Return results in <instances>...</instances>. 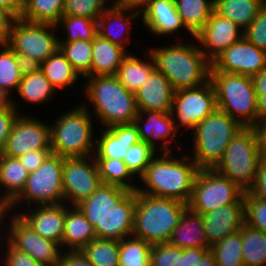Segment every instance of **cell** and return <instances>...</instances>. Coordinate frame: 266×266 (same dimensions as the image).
Masks as SVG:
<instances>
[{
    "label": "cell",
    "mask_w": 266,
    "mask_h": 266,
    "mask_svg": "<svg viewBox=\"0 0 266 266\" xmlns=\"http://www.w3.org/2000/svg\"><path fill=\"white\" fill-rule=\"evenodd\" d=\"M11 93L5 89L4 87L0 86V108L6 107V106H14L17 111L18 107L15 100L13 98H10ZM16 104V105H15Z\"/></svg>",
    "instance_id": "cell-59"
},
{
    "label": "cell",
    "mask_w": 266,
    "mask_h": 266,
    "mask_svg": "<svg viewBox=\"0 0 266 266\" xmlns=\"http://www.w3.org/2000/svg\"><path fill=\"white\" fill-rule=\"evenodd\" d=\"M155 69L168 79L174 91L199 87L210 80L211 63L197 45L177 42L150 48Z\"/></svg>",
    "instance_id": "cell-3"
},
{
    "label": "cell",
    "mask_w": 266,
    "mask_h": 266,
    "mask_svg": "<svg viewBox=\"0 0 266 266\" xmlns=\"http://www.w3.org/2000/svg\"><path fill=\"white\" fill-rule=\"evenodd\" d=\"M8 229L4 237L19 251L29 254L37 262L46 266H59L62 253L61 246L43 238L27 226L16 214L9 218ZM60 250V251H59Z\"/></svg>",
    "instance_id": "cell-15"
},
{
    "label": "cell",
    "mask_w": 266,
    "mask_h": 266,
    "mask_svg": "<svg viewBox=\"0 0 266 266\" xmlns=\"http://www.w3.org/2000/svg\"><path fill=\"white\" fill-rule=\"evenodd\" d=\"M261 157L254 127H243L233 137L213 169L247 191L254 182Z\"/></svg>",
    "instance_id": "cell-9"
},
{
    "label": "cell",
    "mask_w": 266,
    "mask_h": 266,
    "mask_svg": "<svg viewBox=\"0 0 266 266\" xmlns=\"http://www.w3.org/2000/svg\"><path fill=\"white\" fill-rule=\"evenodd\" d=\"M19 114L21 113L14 106L0 108V155L5 148L12 125Z\"/></svg>",
    "instance_id": "cell-49"
},
{
    "label": "cell",
    "mask_w": 266,
    "mask_h": 266,
    "mask_svg": "<svg viewBox=\"0 0 266 266\" xmlns=\"http://www.w3.org/2000/svg\"><path fill=\"white\" fill-rule=\"evenodd\" d=\"M139 15H141L140 9L133 5L122 8H108L97 20V33L102 38L111 41L128 52L126 44L130 43L129 35L133 25L132 19L139 17Z\"/></svg>",
    "instance_id": "cell-24"
},
{
    "label": "cell",
    "mask_w": 266,
    "mask_h": 266,
    "mask_svg": "<svg viewBox=\"0 0 266 266\" xmlns=\"http://www.w3.org/2000/svg\"><path fill=\"white\" fill-rule=\"evenodd\" d=\"M62 168L63 157L51 154L39 168L29 173L22 193L5 210L12 214L11 208L21 202L27 203L29 209L31 203L36 206L64 203Z\"/></svg>",
    "instance_id": "cell-10"
},
{
    "label": "cell",
    "mask_w": 266,
    "mask_h": 266,
    "mask_svg": "<svg viewBox=\"0 0 266 266\" xmlns=\"http://www.w3.org/2000/svg\"><path fill=\"white\" fill-rule=\"evenodd\" d=\"M51 149L50 125L19 114L14 121L2 154L18 158L27 152Z\"/></svg>",
    "instance_id": "cell-16"
},
{
    "label": "cell",
    "mask_w": 266,
    "mask_h": 266,
    "mask_svg": "<svg viewBox=\"0 0 266 266\" xmlns=\"http://www.w3.org/2000/svg\"><path fill=\"white\" fill-rule=\"evenodd\" d=\"M243 36L266 52V2L259 10L256 18L244 30Z\"/></svg>",
    "instance_id": "cell-48"
},
{
    "label": "cell",
    "mask_w": 266,
    "mask_h": 266,
    "mask_svg": "<svg viewBox=\"0 0 266 266\" xmlns=\"http://www.w3.org/2000/svg\"><path fill=\"white\" fill-rule=\"evenodd\" d=\"M102 1L105 4V6H106V3H108L109 1L112 3L111 5H108V8H122V7L132 5V0H113V1L102 0Z\"/></svg>",
    "instance_id": "cell-63"
},
{
    "label": "cell",
    "mask_w": 266,
    "mask_h": 266,
    "mask_svg": "<svg viewBox=\"0 0 266 266\" xmlns=\"http://www.w3.org/2000/svg\"><path fill=\"white\" fill-rule=\"evenodd\" d=\"M211 248H182V257H180V266H197L202 257Z\"/></svg>",
    "instance_id": "cell-55"
},
{
    "label": "cell",
    "mask_w": 266,
    "mask_h": 266,
    "mask_svg": "<svg viewBox=\"0 0 266 266\" xmlns=\"http://www.w3.org/2000/svg\"><path fill=\"white\" fill-rule=\"evenodd\" d=\"M245 224L266 233V200L255 198L244 192Z\"/></svg>",
    "instance_id": "cell-46"
},
{
    "label": "cell",
    "mask_w": 266,
    "mask_h": 266,
    "mask_svg": "<svg viewBox=\"0 0 266 266\" xmlns=\"http://www.w3.org/2000/svg\"><path fill=\"white\" fill-rule=\"evenodd\" d=\"M244 192L214 169H200L187 207L201 215L225 205L244 204Z\"/></svg>",
    "instance_id": "cell-11"
},
{
    "label": "cell",
    "mask_w": 266,
    "mask_h": 266,
    "mask_svg": "<svg viewBox=\"0 0 266 266\" xmlns=\"http://www.w3.org/2000/svg\"><path fill=\"white\" fill-rule=\"evenodd\" d=\"M186 31L194 36L207 23L214 11V0H174Z\"/></svg>",
    "instance_id": "cell-32"
},
{
    "label": "cell",
    "mask_w": 266,
    "mask_h": 266,
    "mask_svg": "<svg viewBox=\"0 0 266 266\" xmlns=\"http://www.w3.org/2000/svg\"><path fill=\"white\" fill-rule=\"evenodd\" d=\"M243 126L227 113L216 109L193 128L190 155L200 169H213L223 157L228 144Z\"/></svg>",
    "instance_id": "cell-8"
},
{
    "label": "cell",
    "mask_w": 266,
    "mask_h": 266,
    "mask_svg": "<svg viewBox=\"0 0 266 266\" xmlns=\"http://www.w3.org/2000/svg\"><path fill=\"white\" fill-rule=\"evenodd\" d=\"M210 250L213 252L218 266H244L240 231L217 241Z\"/></svg>",
    "instance_id": "cell-41"
},
{
    "label": "cell",
    "mask_w": 266,
    "mask_h": 266,
    "mask_svg": "<svg viewBox=\"0 0 266 266\" xmlns=\"http://www.w3.org/2000/svg\"><path fill=\"white\" fill-rule=\"evenodd\" d=\"M211 65L215 71L252 77L266 68V52L243 36L224 50Z\"/></svg>",
    "instance_id": "cell-17"
},
{
    "label": "cell",
    "mask_w": 266,
    "mask_h": 266,
    "mask_svg": "<svg viewBox=\"0 0 266 266\" xmlns=\"http://www.w3.org/2000/svg\"><path fill=\"white\" fill-rule=\"evenodd\" d=\"M56 24L29 22L17 17L13 20L7 45L13 52L44 62L59 49V37L54 34Z\"/></svg>",
    "instance_id": "cell-12"
},
{
    "label": "cell",
    "mask_w": 266,
    "mask_h": 266,
    "mask_svg": "<svg viewBox=\"0 0 266 266\" xmlns=\"http://www.w3.org/2000/svg\"><path fill=\"white\" fill-rule=\"evenodd\" d=\"M68 207L65 204L62 249L64 250L63 246H66L67 250H81L97 236L94 227L80 209L77 206Z\"/></svg>",
    "instance_id": "cell-28"
},
{
    "label": "cell",
    "mask_w": 266,
    "mask_h": 266,
    "mask_svg": "<svg viewBox=\"0 0 266 266\" xmlns=\"http://www.w3.org/2000/svg\"><path fill=\"white\" fill-rule=\"evenodd\" d=\"M86 79L84 93L87 102L93 105V110L84 101L83 105L91 114L94 112L100 123L105 125L103 128L134 123L139 114L135 94L128 91L115 75L91 76Z\"/></svg>",
    "instance_id": "cell-4"
},
{
    "label": "cell",
    "mask_w": 266,
    "mask_h": 266,
    "mask_svg": "<svg viewBox=\"0 0 266 266\" xmlns=\"http://www.w3.org/2000/svg\"><path fill=\"white\" fill-rule=\"evenodd\" d=\"M23 4L27 1V0H20Z\"/></svg>",
    "instance_id": "cell-67"
},
{
    "label": "cell",
    "mask_w": 266,
    "mask_h": 266,
    "mask_svg": "<svg viewBox=\"0 0 266 266\" xmlns=\"http://www.w3.org/2000/svg\"><path fill=\"white\" fill-rule=\"evenodd\" d=\"M150 246L133 236L120 240L118 266H150Z\"/></svg>",
    "instance_id": "cell-42"
},
{
    "label": "cell",
    "mask_w": 266,
    "mask_h": 266,
    "mask_svg": "<svg viewBox=\"0 0 266 266\" xmlns=\"http://www.w3.org/2000/svg\"><path fill=\"white\" fill-rule=\"evenodd\" d=\"M256 95H266V68L251 77Z\"/></svg>",
    "instance_id": "cell-57"
},
{
    "label": "cell",
    "mask_w": 266,
    "mask_h": 266,
    "mask_svg": "<svg viewBox=\"0 0 266 266\" xmlns=\"http://www.w3.org/2000/svg\"><path fill=\"white\" fill-rule=\"evenodd\" d=\"M99 239L122 240L133 236L135 191L102 184L77 205Z\"/></svg>",
    "instance_id": "cell-1"
},
{
    "label": "cell",
    "mask_w": 266,
    "mask_h": 266,
    "mask_svg": "<svg viewBox=\"0 0 266 266\" xmlns=\"http://www.w3.org/2000/svg\"><path fill=\"white\" fill-rule=\"evenodd\" d=\"M108 9L102 0H65L63 15L85 17L97 21Z\"/></svg>",
    "instance_id": "cell-45"
},
{
    "label": "cell",
    "mask_w": 266,
    "mask_h": 266,
    "mask_svg": "<svg viewBox=\"0 0 266 266\" xmlns=\"http://www.w3.org/2000/svg\"><path fill=\"white\" fill-rule=\"evenodd\" d=\"M149 0H132V5L140 9Z\"/></svg>",
    "instance_id": "cell-65"
},
{
    "label": "cell",
    "mask_w": 266,
    "mask_h": 266,
    "mask_svg": "<svg viewBox=\"0 0 266 266\" xmlns=\"http://www.w3.org/2000/svg\"><path fill=\"white\" fill-rule=\"evenodd\" d=\"M266 0H214V11L245 30Z\"/></svg>",
    "instance_id": "cell-31"
},
{
    "label": "cell",
    "mask_w": 266,
    "mask_h": 266,
    "mask_svg": "<svg viewBox=\"0 0 266 266\" xmlns=\"http://www.w3.org/2000/svg\"><path fill=\"white\" fill-rule=\"evenodd\" d=\"M28 176L29 172L19 158L0 155V185L6 189L3 193L0 192L2 210H5L22 193Z\"/></svg>",
    "instance_id": "cell-26"
},
{
    "label": "cell",
    "mask_w": 266,
    "mask_h": 266,
    "mask_svg": "<svg viewBox=\"0 0 266 266\" xmlns=\"http://www.w3.org/2000/svg\"><path fill=\"white\" fill-rule=\"evenodd\" d=\"M14 54L16 64L18 65L22 77L41 70V63L38 60L24 54L16 52H14Z\"/></svg>",
    "instance_id": "cell-54"
},
{
    "label": "cell",
    "mask_w": 266,
    "mask_h": 266,
    "mask_svg": "<svg viewBox=\"0 0 266 266\" xmlns=\"http://www.w3.org/2000/svg\"><path fill=\"white\" fill-rule=\"evenodd\" d=\"M254 129L257 133L259 145H266V120L258 122Z\"/></svg>",
    "instance_id": "cell-61"
},
{
    "label": "cell",
    "mask_w": 266,
    "mask_h": 266,
    "mask_svg": "<svg viewBox=\"0 0 266 266\" xmlns=\"http://www.w3.org/2000/svg\"><path fill=\"white\" fill-rule=\"evenodd\" d=\"M69 110L49 124L52 154L64 158L87 157L92 152L94 155L96 139L93 136L92 114L83 103Z\"/></svg>",
    "instance_id": "cell-7"
},
{
    "label": "cell",
    "mask_w": 266,
    "mask_h": 266,
    "mask_svg": "<svg viewBox=\"0 0 266 266\" xmlns=\"http://www.w3.org/2000/svg\"><path fill=\"white\" fill-rule=\"evenodd\" d=\"M208 243L212 246L238 232L245 223L244 204L225 205L201 215Z\"/></svg>",
    "instance_id": "cell-21"
},
{
    "label": "cell",
    "mask_w": 266,
    "mask_h": 266,
    "mask_svg": "<svg viewBox=\"0 0 266 266\" xmlns=\"http://www.w3.org/2000/svg\"><path fill=\"white\" fill-rule=\"evenodd\" d=\"M7 213V214H6ZM8 216V212L6 211V210H2L1 208H0V233L2 232L1 230H2V227L1 226H3V224H5V223H3V222H5L4 220H6V219H4V218H6ZM0 237H1V234H0ZM2 238L3 237H1V239H0V241L2 240ZM1 244V243H0Z\"/></svg>",
    "instance_id": "cell-64"
},
{
    "label": "cell",
    "mask_w": 266,
    "mask_h": 266,
    "mask_svg": "<svg viewBox=\"0 0 266 266\" xmlns=\"http://www.w3.org/2000/svg\"><path fill=\"white\" fill-rule=\"evenodd\" d=\"M156 154L158 155L157 151H155L148 143L140 141L128 149L123 161L132 175L134 177L135 175H139L140 178L144 174L147 165Z\"/></svg>",
    "instance_id": "cell-44"
},
{
    "label": "cell",
    "mask_w": 266,
    "mask_h": 266,
    "mask_svg": "<svg viewBox=\"0 0 266 266\" xmlns=\"http://www.w3.org/2000/svg\"><path fill=\"white\" fill-rule=\"evenodd\" d=\"M102 184L93 155L63 157L62 186L64 202L71 203L70 206L72 205V207L77 206L90 197Z\"/></svg>",
    "instance_id": "cell-14"
},
{
    "label": "cell",
    "mask_w": 266,
    "mask_h": 266,
    "mask_svg": "<svg viewBox=\"0 0 266 266\" xmlns=\"http://www.w3.org/2000/svg\"><path fill=\"white\" fill-rule=\"evenodd\" d=\"M4 243L5 245L7 243L6 254L3 255L5 266H46L37 262L29 254L14 248L8 241Z\"/></svg>",
    "instance_id": "cell-50"
},
{
    "label": "cell",
    "mask_w": 266,
    "mask_h": 266,
    "mask_svg": "<svg viewBox=\"0 0 266 266\" xmlns=\"http://www.w3.org/2000/svg\"><path fill=\"white\" fill-rule=\"evenodd\" d=\"M239 231L242 235L244 266H266V233L245 223Z\"/></svg>",
    "instance_id": "cell-35"
},
{
    "label": "cell",
    "mask_w": 266,
    "mask_h": 266,
    "mask_svg": "<svg viewBox=\"0 0 266 266\" xmlns=\"http://www.w3.org/2000/svg\"><path fill=\"white\" fill-rule=\"evenodd\" d=\"M144 120V121H143ZM134 125L138 129L140 140L148 143L159 153H172L170 143L177 136L178 130L175 127L171 112L142 111L134 120ZM164 140L158 149L156 141ZM157 148V149H156Z\"/></svg>",
    "instance_id": "cell-19"
},
{
    "label": "cell",
    "mask_w": 266,
    "mask_h": 266,
    "mask_svg": "<svg viewBox=\"0 0 266 266\" xmlns=\"http://www.w3.org/2000/svg\"><path fill=\"white\" fill-rule=\"evenodd\" d=\"M197 266H218L215 256L211 250H209L201 259Z\"/></svg>",
    "instance_id": "cell-62"
},
{
    "label": "cell",
    "mask_w": 266,
    "mask_h": 266,
    "mask_svg": "<svg viewBox=\"0 0 266 266\" xmlns=\"http://www.w3.org/2000/svg\"><path fill=\"white\" fill-rule=\"evenodd\" d=\"M240 29L234 22L213 11L194 39L200 44L201 53L212 63L224 50L243 37L244 31Z\"/></svg>",
    "instance_id": "cell-18"
},
{
    "label": "cell",
    "mask_w": 266,
    "mask_h": 266,
    "mask_svg": "<svg viewBox=\"0 0 266 266\" xmlns=\"http://www.w3.org/2000/svg\"><path fill=\"white\" fill-rule=\"evenodd\" d=\"M259 149L262 157L266 158V145H259Z\"/></svg>",
    "instance_id": "cell-66"
},
{
    "label": "cell",
    "mask_w": 266,
    "mask_h": 266,
    "mask_svg": "<svg viewBox=\"0 0 266 266\" xmlns=\"http://www.w3.org/2000/svg\"><path fill=\"white\" fill-rule=\"evenodd\" d=\"M140 11L142 24L154 35H171L185 28L174 0H149Z\"/></svg>",
    "instance_id": "cell-23"
},
{
    "label": "cell",
    "mask_w": 266,
    "mask_h": 266,
    "mask_svg": "<svg viewBox=\"0 0 266 266\" xmlns=\"http://www.w3.org/2000/svg\"><path fill=\"white\" fill-rule=\"evenodd\" d=\"M63 253L60 256L59 266H94L81 250H64Z\"/></svg>",
    "instance_id": "cell-53"
},
{
    "label": "cell",
    "mask_w": 266,
    "mask_h": 266,
    "mask_svg": "<svg viewBox=\"0 0 266 266\" xmlns=\"http://www.w3.org/2000/svg\"><path fill=\"white\" fill-rule=\"evenodd\" d=\"M161 155V156H160ZM156 155L140 177L144 186L137 192L158 198H168L188 204L196 175L200 168L189 155L172 158L171 153ZM172 155V156H171ZM160 156V157H159Z\"/></svg>",
    "instance_id": "cell-2"
},
{
    "label": "cell",
    "mask_w": 266,
    "mask_h": 266,
    "mask_svg": "<svg viewBox=\"0 0 266 266\" xmlns=\"http://www.w3.org/2000/svg\"><path fill=\"white\" fill-rule=\"evenodd\" d=\"M216 109V92L211 80L199 87L174 91L171 114L178 131L180 125L193 130L197 123L203 121ZM174 116H177V119Z\"/></svg>",
    "instance_id": "cell-13"
},
{
    "label": "cell",
    "mask_w": 266,
    "mask_h": 266,
    "mask_svg": "<svg viewBox=\"0 0 266 266\" xmlns=\"http://www.w3.org/2000/svg\"><path fill=\"white\" fill-rule=\"evenodd\" d=\"M95 160L103 184L119 186L128 191L137 190L132 183L135 177L123 160L111 158H95Z\"/></svg>",
    "instance_id": "cell-36"
},
{
    "label": "cell",
    "mask_w": 266,
    "mask_h": 266,
    "mask_svg": "<svg viewBox=\"0 0 266 266\" xmlns=\"http://www.w3.org/2000/svg\"><path fill=\"white\" fill-rule=\"evenodd\" d=\"M127 54L124 48L97 34L92 40L91 76L116 75Z\"/></svg>",
    "instance_id": "cell-29"
},
{
    "label": "cell",
    "mask_w": 266,
    "mask_h": 266,
    "mask_svg": "<svg viewBox=\"0 0 266 266\" xmlns=\"http://www.w3.org/2000/svg\"><path fill=\"white\" fill-rule=\"evenodd\" d=\"M101 131V136L95 143V158L124 160L128 149L141 141L134 123L115 125Z\"/></svg>",
    "instance_id": "cell-25"
},
{
    "label": "cell",
    "mask_w": 266,
    "mask_h": 266,
    "mask_svg": "<svg viewBox=\"0 0 266 266\" xmlns=\"http://www.w3.org/2000/svg\"><path fill=\"white\" fill-rule=\"evenodd\" d=\"M59 26L65 30L67 35L64 40L59 39V42L90 41L98 34L97 21L85 17L62 15L56 23V27Z\"/></svg>",
    "instance_id": "cell-40"
},
{
    "label": "cell",
    "mask_w": 266,
    "mask_h": 266,
    "mask_svg": "<svg viewBox=\"0 0 266 266\" xmlns=\"http://www.w3.org/2000/svg\"><path fill=\"white\" fill-rule=\"evenodd\" d=\"M41 71L56 90L72 88L80 76L60 49L41 63Z\"/></svg>",
    "instance_id": "cell-33"
},
{
    "label": "cell",
    "mask_w": 266,
    "mask_h": 266,
    "mask_svg": "<svg viewBox=\"0 0 266 266\" xmlns=\"http://www.w3.org/2000/svg\"><path fill=\"white\" fill-rule=\"evenodd\" d=\"M258 122L266 120V95H257Z\"/></svg>",
    "instance_id": "cell-60"
},
{
    "label": "cell",
    "mask_w": 266,
    "mask_h": 266,
    "mask_svg": "<svg viewBox=\"0 0 266 266\" xmlns=\"http://www.w3.org/2000/svg\"><path fill=\"white\" fill-rule=\"evenodd\" d=\"M216 92L217 109L227 113L243 127L258 123L257 95L251 76L210 70Z\"/></svg>",
    "instance_id": "cell-6"
},
{
    "label": "cell",
    "mask_w": 266,
    "mask_h": 266,
    "mask_svg": "<svg viewBox=\"0 0 266 266\" xmlns=\"http://www.w3.org/2000/svg\"><path fill=\"white\" fill-rule=\"evenodd\" d=\"M180 257H182V248L169 243L150 246V266H180Z\"/></svg>",
    "instance_id": "cell-47"
},
{
    "label": "cell",
    "mask_w": 266,
    "mask_h": 266,
    "mask_svg": "<svg viewBox=\"0 0 266 266\" xmlns=\"http://www.w3.org/2000/svg\"><path fill=\"white\" fill-rule=\"evenodd\" d=\"M15 18L12 13L0 6V45L7 44L11 25Z\"/></svg>",
    "instance_id": "cell-56"
},
{
    "label": "cell",
    "mask_w": 266,
    "mask_h": 266,
    "mask_svg": "<svg viewBox=\"0 0 266 266\" xmlns=\"http://www.w3.org/2000/svg\"><path fill=\"white\" fill-rule=\"evenodd\" d=\"M0 86L7 89L10 93L18 90V86L22 75L20 74L18 65L16 64L15 54L7 45H0Z\"/></svg>",
    "instance_id": "cell-43"
},
{
    "label": "cell",
    "mask_w": 266,
    "mask_h": 266,
    "mask_svg": "<svg viewBox=\"0 0 266 266\" xmlns=\"http://www.w3.org/2000/svg\"><path fill=\"white\" fill-rule=\"evenodd\" d=\"M247 192L255 198L266 200V158L261 157L258 162L254 182Z\"/></svg>",
    "instance_id": "cell-51"
},
{
    "label": "cell",
    "mask_w": 266,
    "mask_h": 266,
    "mask_svg": "<svg viewBox=\"0 0 266 266\" xmlns=\"http://www.w3.org/2000/svg\"><path fill=\"white\" fill-rule=\"evenodd\" d=\"M170 245L178 248H211L208 243L201 214L187 208L180 223L173 230Z\"/></svg>",
    "instance_id": "cell-27"
},
{
    "label": "cell",
    "mask_w": 266,
    "mask_h": 266,
    "mask_svg": "<svg viewBox=\"0 0 266 266\" xmlns=\"http://www.w3.org/2000/svg\"><path fill=\"white\" fill-rule=\"evenodd\" d=\"M187 208V204L175 199L135 191L133 237L150 245L168 243Z\"/></svg>",
    "instance_id": "cell-5"
},
{
    "label": "cell",
    "mask_w": 266,
    "mask_h": 266,
    "mask_svg": "<svg viewBox=\"0 0 266 266\" xmlns=\"http://www.w3.org/2000/svg\"><path fill=\"white\" fill-rule=\"evenodd\" d=\"M51 154V149H39L36 151L31 150L18 158L30 173L39 168Z\"/></svg>",
    "instance_id": "cell-52"
},
{
    "label": "cell",
    "mask_w": 266,
    "mask_h": 266,
    "mask_svg": "<svg viewBox=\"0 0 266 266\" xmlns=\"http://www.w3.org/2000/svg\"><path fill=\"white\" fill-rule=\"evenodd\" d=\"M59 49L81 77H91L92 40L59 42Z\"/></svg>",
    "instance_id": "cell-38"
},
{
    "label": "cell",
    "mask_w": 266,
    "mask_h": 266,
    "mask_svg": "<svg viewBox=\"0 0 266 266\" xmlns=\"http://www.w3.org/2000/svg\"><path fill=\"white\" fill-rule=\"evenodd\" d=\"M0 6L7 9L16 18L21 17L24 4L20 0H0Z\"/></svg>",
    "instance_id": "cell-58"
},
{
    "label": "cell",
    "mask_w": 266,
    "mask_h": 266,
    "mask_svg": "<svg viewBox=\"0 0 266 266\" xmlns=\"http://www.w3.org/2000/svg\"><path fill=\"white\" fill-rule=\"evenodd\" d=\"M94 266H118L119 241L113 239H93L81 249Z\"/></svg>",
    "instance_id": "cell-39"
},
{
    "label": "cell",
    "mask_w": 266,
    "mask_h": 266,
    "mask_svg": "<svg viewBox=\"0 0 266 266\" xmlns=\"http://www.w3.org/2000/svg\"><path fill=\"white\" fill-rule=\"evenodd\" d=\"M148 50L146 49L148 52L146 61L128 53L123 58L115 75L120 83L132 93H135L155 70V63Z\"/></svg>",
    "instance_id": "cell-30"
},
{
    "label": "cell",
    "mask_w": 266,
    "mask_h": 266,
    "mask_svg": "<svg viewBox=\"0 0 266 266\" xmlns=\"http://www.w3.org/2000/svg\"><path fill=\"white\" fill-rule=\"evenodd\" d=\"M17 212L18 210L14 214H16L33 231L41 235L43 238L58 243L62 248L65 223V203L35 206V209L33 208L31 212Z\"/></svg>",
    "instance_id": "cell-20"
},
{
    "label": "cell",
    "mask_w": 266,
    "mask_h": 266,
    "mask_svg": "<svg viewBox=\"0 0 266 266\" xmlns=\"http://www.w3.org/2000/svg\"><path fill=\"white\" fill-rule=\"evenodd\" d=\"M65 0H27L20 18L29 22L56 24L63 15Z\"/></svg>",
    "instance_id": "cell-37"
},
{
    "label": "cell",
    "mask_w": 266,
    "mask_h": 266,
    "mask_svg": "<svg viewBox=\"0 0 266 266\" xmlns=\"http://www.w3.org/2000/svg\"><path fill=\"white\" fill-rule=\"evenodd\" d=\"M134 94L139 112H171L174 90L163 73L156 69Z\"/></svg>",
    "instance_id": "cell-22"
},
{
    "label": "cell",
    "mask_w": 266,
    "mask_h": 266,
    "mask_svg": "<svg viewBox=\"0 0 266 266\" xmlns=\"http://www.w3.org/2000/svg\"><path fill=\"white\" fill-rule=\"evenodd\" d=\"M56 91L44 73L39 70L21 78L17 93L21 100L37 105L51 101Z\"/></svg>",
    "instance_id": "cell-34"
}]
</instances>
